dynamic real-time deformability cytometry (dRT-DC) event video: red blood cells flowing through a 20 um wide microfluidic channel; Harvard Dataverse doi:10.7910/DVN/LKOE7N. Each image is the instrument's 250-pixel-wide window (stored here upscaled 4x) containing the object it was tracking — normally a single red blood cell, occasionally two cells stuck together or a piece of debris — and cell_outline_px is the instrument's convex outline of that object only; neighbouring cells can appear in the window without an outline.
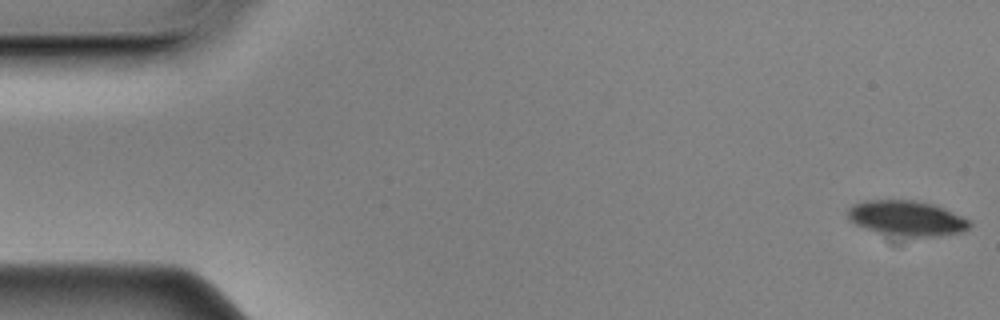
{"species": "Egyptian fruit bat (a non-hibernating species)", "species_latin": "Rousettus aegyptiacus", "temperature_condition": "cold", "stored_images_in_passage": 13, "camera_frame_rate_fps": 3000, "um_per_image_px": 0.085, "animal": {"sex": "male"}, "frame": {"image": 1, "passage_image": 1, "time_ms": 0.0, "image_size_px": [1000, 320], "cell_outline_px": [[972, 224], [968, 228], [960, 232], [932, 236], [912, 236], [880, 232], [856, 224], [848, 220], [848, 208], [852, 204], [864, 200], [916, 200], [936, 204], [972, 220]], "centroid_in_image_um": [77.11, 18.51], "position_along_channel_um": 7.9, "area_um2": 24.8}}